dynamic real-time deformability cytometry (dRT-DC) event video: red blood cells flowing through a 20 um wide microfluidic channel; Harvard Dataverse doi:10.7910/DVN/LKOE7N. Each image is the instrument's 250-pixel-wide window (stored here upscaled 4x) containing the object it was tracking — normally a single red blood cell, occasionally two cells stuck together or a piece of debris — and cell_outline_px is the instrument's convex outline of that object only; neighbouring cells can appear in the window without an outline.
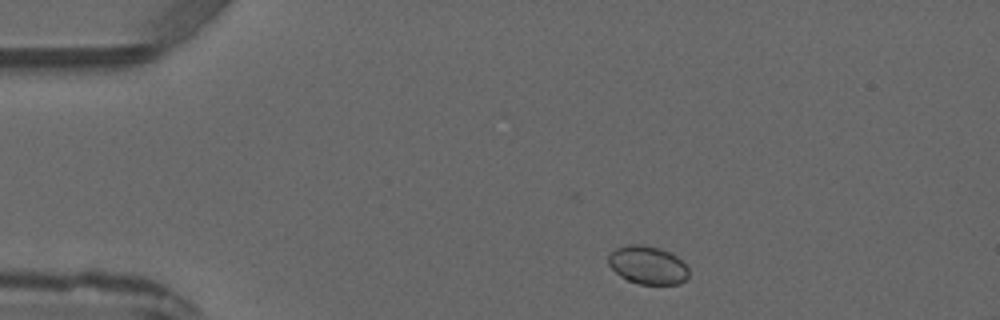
{"species": "common noctule bat (a hibernating species)", "species_latin": "Nyctalus noctula", "temperature_condition": "warm", "stored_images_in_passage": 2, "camera_frame_rate_fps": 3000, "um_per_image_px": 0.085, "animal": {"sex": "male", "forearm_length_mm": 52.5}, "frame": {"image": 1, "passage_image": 1, "time_ms": 0.0, "image_size_px": [1000, 320], "cell_outline_px": [[688, 276], [680, 284], [640, 284], [628, 280], [620, 276], [608, 264], [608, 256], [616, 248], [628, 244], [640, 244], [660, 248], [676, 256], [688, 268]], "centroid_in_image_um": [55.04, 22.53], "position_along_channel_um": 30.0, "area_um2": 17.74}}